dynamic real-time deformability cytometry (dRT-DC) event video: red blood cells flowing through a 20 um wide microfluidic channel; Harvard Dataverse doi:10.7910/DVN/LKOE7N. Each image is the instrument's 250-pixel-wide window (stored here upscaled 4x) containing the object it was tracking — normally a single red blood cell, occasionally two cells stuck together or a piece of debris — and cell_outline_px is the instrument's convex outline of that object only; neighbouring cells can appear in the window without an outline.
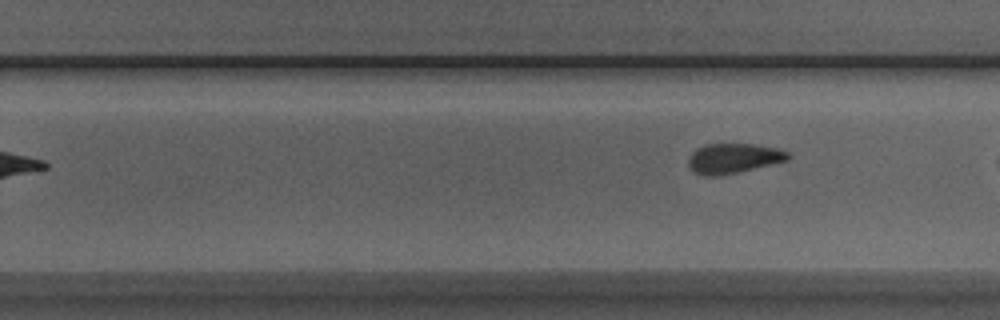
{"species": "Egyptian fruit bat (a non-hibernating species)", "species_latin": "Rousettus aegyptiacus", "temperature_condition": "room temperature", "stored_images_in_passage": 9, "camera_frame_rate_fps": 3000, "um_per_image_px": 0.085, "animal": {"sex": "male"}, "frame": {"image": 1, "passage_image": 9, "time_ms": 2.667, "image_size_px": [1000, 320], "cell_outline_px": [[792, 156], [788, 160], [736, 172], [716, 176], [704, 176], [692, 172], [688, 164], [688, 160], [692, 152], [696, 148], [704, 144], [752, 144], [776, 148], [788, 152]], "centroid_in_image_um": [62.3, 13.45], "position_along_channel_um": 267.5, "area_um2": 17.28}}